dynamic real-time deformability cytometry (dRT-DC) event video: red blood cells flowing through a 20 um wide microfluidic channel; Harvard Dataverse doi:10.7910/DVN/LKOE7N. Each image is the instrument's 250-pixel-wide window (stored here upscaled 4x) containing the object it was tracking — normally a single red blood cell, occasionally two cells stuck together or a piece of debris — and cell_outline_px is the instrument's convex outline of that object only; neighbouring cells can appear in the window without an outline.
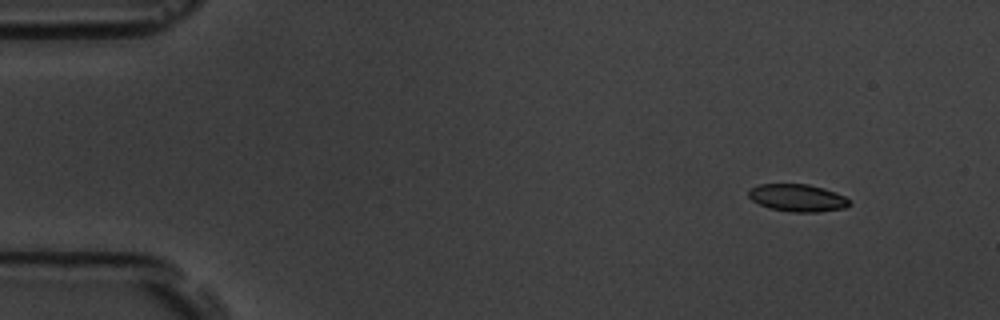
{"species": "common noctule bat (a hibernating species)", "species_latin": "Nyctalus noctula", "temperature_condition": "room temperature", "stored_images_in_passage": 4, "camera_frame_rate_fps": 3000, "um_per_image_px": 0.085, "animal": {"sex": "male", "body_mass_g": 19.5, "forearm_length_mm": 54.6}, "frame": {"image": 1, "passage_image": 1, "time_ms": 0.0, "image_size_px": [1000, 320], "cell_outline_px": [[852, 204], [844, 208], [820, 212], [792, 212], [772, 208], [760, 204], [752, 200], [748, 196], [748, 192], [752, 188], [760, 184], [808, 184], [824, 188], [844, 196]], "centroid_in_image_um": [67.81, 16.82], "position_along_channel_um": 17.2, "area_um2": 15.95}}
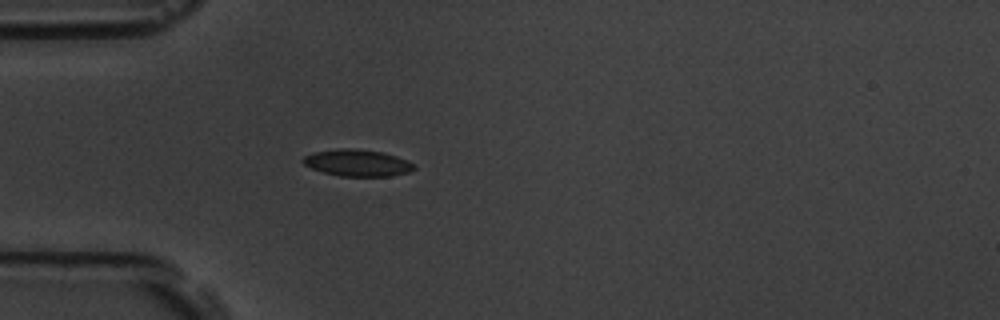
{"frame": {"image": 2, "passage_image": 4, "time_ms": 3.667, "image_size_px": [1000, 320], "cell_outline_px": [[416, 168], [408, 172], [392, 176], [340, 176], [324, 172], [312, 168], [304, 164], [300, 160], [304, 156], [312, 152], [336, 148], [356, 148], [384, 152], [396, 156], [416, 164]], "centroid_in_image_um": [30.37, 13.83], "position_along_channel_um": 54.6, "area_um2": 17.51}}